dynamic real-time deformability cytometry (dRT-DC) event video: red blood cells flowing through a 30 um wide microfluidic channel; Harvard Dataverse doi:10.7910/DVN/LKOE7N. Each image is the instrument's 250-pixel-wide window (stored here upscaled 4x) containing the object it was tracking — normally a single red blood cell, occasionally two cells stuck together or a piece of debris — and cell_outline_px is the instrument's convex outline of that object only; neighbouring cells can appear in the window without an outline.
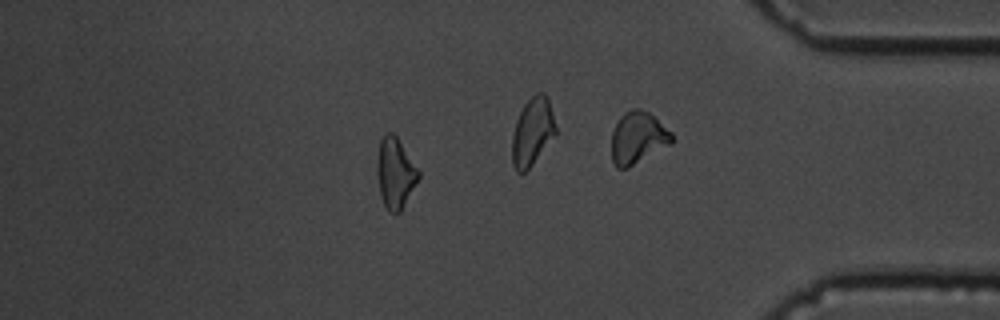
{"species": "common noctule bat (a hibernating species)", "species_latin": "Nyctalus noctula", "temperature_condition": "cold", "stored_images_in_passage": 59, "camera_frame_rate_fps": 3000, "um_per_image_px": 0.085, "animal": {"sex": "male", "body_mass_g": 19.5, "forearm_length_mm": 54.6}, "frame": {"image": 1, "passage_image": 51, "time_ms": 16.667, "image_size_px": [1000, 320], "cell_outline_px": [[420, 176], [400, 212], [388, 212], [380, 196], [376, 172], [376, 160], [380, 140], [384, 132], [392, 132], [396, 136], [420, 172]], "centroid_in_image_um": [33.56, 14.69], "position_along_channel_um": 401.6, "area_um2": 17.05}, "authors_computed_cell_mechanics": {"area_um2": 17.5712, "velocity_mm_per_s": 3.483, "shape_relaxation_time_tau1_ms": 3.683, "shape_relaxation_time_tau2_ms": null, "deformation_change_tau1": 0.1102, "deformation_change_tau2": null}}